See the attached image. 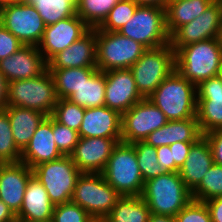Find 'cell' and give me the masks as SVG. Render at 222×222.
Returning <instances> with one entry per match:
<instances>
[{"instance_id":"obj_48","label":"cell","mask_w":222,"mask_h":222,"mask_svg":"<svg viewBox=\"0 0 222 222\" xmlns=\"http://www.w3.org/2000/svg\"><path fill=\"white\" fill-rule=\"evenodd\" d=\"M12 132L8 113L5 109H0V134Z\"/></svg>"},{"instance_id":"obj_38","label":"cell","mask_w":222,"mask_h":222,"mask_svg":"<svg viewBox=\"0 0 222 222\" xmlns=\"http://www.w3.org/2000/svg\"><path fill=\"white\" fill-rule=\"evenodd\" d=\"M52 129L54 135V141L57 148L63 155H70L79 141L78 131L72 130L67 126H64L57 122L52 117Z\"/></svg>"},{"instance_id":"obj_18","label":"cell","mask_w":222,"mask_h":222,"mask_svg":"<svg viewBox=\"0 0 222 222\" xmlns=\"http://www.w3.org/2000/svg\"><path fill=\"white\" fill-rule=\"evenodd\" d=\"M48 69V63L38 46L23 45L11 56L0 60V71L10 83L40 76Z\"/></svg>"},{"instance_id":"obj_29","label":"cell","mask_w":222,"mask_h":222,"mask_svg":"<svg viewBox=\"0 0 222 222\" xmlns=\"http://www.w3.org/2000/svg\"><path fill=\"white\" fill-rule=\"evenodd\" d=\"M48 70L53 77L58 99H68L98 69L80 67Z\"/></svg>"},{"instance_id":"obj_3","label":"cell","mask_w":222,"mask_h":222,"mask_svg":"<svg viewBox=\"0 0 222 222\" xmlns=\"http://www.w3.org/2000/svg\"><path fill=\"white\" fill-rule=\"evenodd\" d=\"M153 214L176 216L191 200L179 172H165L144 182L141 195Z\"/></svg>"},{"instance_id":"obj_28","label":"cell","mask_w":222,"mask_h":222,"mask_svg":"<svg viewBox=\"0 0 222 222\" xmlns=\"http://www.w3.org/2000/svg\"><path fill=\"white\" fill-rule=\"evenodd\" d=\"M151 212L141 196H122L104 222H148Z\"/></svg>"},{"instance_id":"obj_43","label":"cell","mask_w":222,"mask_h":222,"mask_svg":"<svg viewBox=\"0 0 222 222\" xmlns=\"http://www.w3.org/2000/svg\"><path fill=\"white\" fill-rule=\"evenodd\" d=\"M193 143L195 142L180 141L169 146L175 162V172H179V169L183 166Z\"/></svg>"},{"instance_id":"obj_52","label":"cell","mask_w":222,"mask_h":222,"mask_svg":"<svg viewBox=\"0 0 222 222\" xmlns=\"http://www.w3.org/2000/svg\"><path fill=\"white\" fill-rule=\"evenodd\" d=\"M217 77H218V78L221 80V82H222V63H221L220 68H219V70H218Z\"/></svg>"},{"instance_id":"obj_19","label":"cell","mask_w":222,"mask_h":222,"mask_svg":"<svg viewBox=\"0 0 222 222\" xmlns=\"http://www.w3.org/2000/svg\"><path fill=\"white\" fill-rule=\"evenodd\" d=\"M33 170L23 162L0 163V200L16 215L22 206L27 182Z\"/></svg>"},{"instance_id":"obj_4","label":"cell","mask_w":222,"mask_h":222,"mask_svg":"<svg viewBox=\"0 0 222 222\" xmlns=\"http://www.w3.org/2000/svg\"><path fill=\"white\" fill-rule=\"evenodd\" d=\"M121 196H141L144 180L132 144L119 142L101 173Z\"/></svg>"},{"instance_id":"obj_20","label":"cell","mask_w":222,"mask_h":222,"mask_svg":"<svg viewBox=\"0 0 222 222\" xmlns=\"http://www.w3.org/2000/svg\"><path fill=\"white\" fill-rule=\"evenodd\" d=\"M96 54V28H93L71 46L53 56L47 62L48 69L97 68Z\"/></svg>"},{"instance_id":"obj_8","label":"cell","mask_w":222,"mask_h":222,"mask_svg":"<svg viewBox=\"0 0 222 222\" xmlns=\"http://www.w3.org/2000/svg\"><path fill=\"white\" fill-rule=\"evenodd\" d=\"M129 69L138 92L143 98H148L175 71V51L170 43L147 49Z\"/></svg>"},{"instance_id":"obj_54","label":"cell","mask_w":222,"mask_h":222,"mask_svg":"<svg viewBox=\"0 0 222 222\" xmlns=\"http://www.w3.org/2000/svg\"><path fill=\"white\" fill-rule=\"evenodd\" d=\"M218 39H219V42H220V45H221V49H222V28L220 30Z\"/></svg>"},{"instance_id":"obj_46","label":"cell","mask_w":222,"mask_h":222,"mask_svg":"<svg viewBox=\"0 0 222 222\" xmlns=\"http://www.w3.org/2000/svg\"><path fill=\"white\" fill-rule=\"evenodd\" d=\"M0 222H17L14 212L2 200H0Z\"/></svg>"},{"instance_id":"obj_47","label":"cell","mask_w":222,"mask_h":222,"mask_svg":"<svg viewBox=\"0 0 222 222\" xmlns=\"http://www.w3.org/2000/svg\"><path fill=\"white\" fill-rule=\"evenodd\" d=\"M8 82L0 71V109H5L8 106L7 102Z\"/></svg>"},{"instance_id":"obj_22","label":"cell","mask_w":222,"mask_h":222,"mask_svg":"<svg viewBox=\"0 0 222 222\" xmlns=\"http://www.w3.org/2000/svg\"><path fill=\"white\" fill-rule=\"evenodd\" d=\"M54 141L52 116H46L38 125L29 144L21 152L20 161L31 169L35 166L62 157Z\"/></svg>"},{"instance_id":"obj_14","label":"cell","mask_w":222,"mask_h":222,"mask_svg":"<svg viewBox=\"0 0 222 222\" xmlns=\"http://www.w3.org/2000/svg\"><path fill=\"white\" fill-rule=\"evenodd\" d=\"M91 28L76 14L45 27L38 49L48 62L58 52L68 48Z\"/></svg>"},{"instance_id":"obj_26","label":"cell","mask_w":222,"mask_h":222,"mask_svg":"<svg viewBox=\"0 0 222 222\" xmlns=\"http://www.w3.org/2000/svg\"><path fill=\"white\" fill-rule=\"evenodd\" d=\"M5 110L8 113L15 144L22 152L46 115L37 110L14 106H7Z\"/></svg>"},{"instance_id":"obj_44","label":"cell","mask_w":222,"mask_h":222,"mask_svg":"<svg viewBox=\"0 0 222 222\" xmlns=\"http://www.w3.org/2000/svg\"><path fill=\"white\" fill-rule=\"evenodd\" d=\"M157 159L165 172H175V162L172 151L168 145L157 147Z\"/></svg>"},{"instance_id":"obj_51","label":"cell","mask_w":222,"mask_h":222,"mask_svg":"<svg viewBox=\"0 0 222 222\" xmlns=\"http://www.w3.org/2000/svg\"><path fill=\"white\" fill-rule=\"evenodd\" d=\"M12 2L13 0H0V9Z\"/></svg>"},{"instance_id":"obj_33","label":"cell","mask_w":222,"mask_h":222,"mask_svg":"<svg viewBox=\"0 0 222 222\" xmlns=\"http://www.w3.org/2000/svg\"><path fill=\"white\" fill-rule=\"evenodd\" d=\"M191 195L193 200L200 202L222 197V165L214 163Z\"/></svg>"},{"instance_id":"obj_32","label":"cell","mask_w":222,"mask_h":222,"mask_svg":"<svg viewBox=\"0 0 222 222\" xmlns=\"http://www.w3.org/2000/svg\"><path fill=\"white\" fill-rule=\"evenodd\" d=\"M119 0H76L77 15L91 28L99 27Z\"/></svg>"},{"instance_id":"obj_24","label":"cell","mask_w":222,"mask_h":222,"mask_svg":"<svg viewBox=\"0 0 222 222\" xmlns=\"http://www.w3.org/2000/svg\"><path fill=\"white\" fill-rule=\"evenodd\" d=\"M213 164L211 148L207 139L202 136L191 145L187 159L179 169V175L192 192Z\"/></svg>"},{"instance_id":"obj_42","label":"cell","mask_w":222,"mask_h":222,"mask_svg":"<svg viewBox=\"0 0 222 222\" xmlns=\"http://www.w3.org/2000/svg\"><path fill=\"white\" fill-rule=\"evenodd\" d=\"M211 148L215 164L222 165V129H217L203 135Z\"/></svg>"},{"instance_id":"obj_25","label":"cell","mask_w":222,"mask_h":222,"mask_svg":"<svg viewBox=\"0 0 222 222\" xmlns=\"http://www.w3.org/2000/svg\"><path fill=\"white\" fill-rule=\"evenodd\" d=\"M202 136L197 118H188L168 121L164 126L150 133L144 142L157 148L180 141L196 142Z\"/></svg>"},{"instance_id":"obj_13","label":"cell","mask_w":222,"mask_h":222,"mask_svg":"<svg viewBox=\"0 0 222 222\" xmlns=\"http://www.w3.org/2000/svg\"><path fill=\"white\" fill-rule=\"evenodd\" d=\"M222 28V0H214L196 19L179 27L170 36L174 51L188 44L218 38Z\"/></svg>"},{"instance_id":"obj_45","label":"cell","mask_w":222,"mask_h":222,"mask_svg":"<svg viewBox=\"0 0 222 222\" xmlns=\"http://www.w3.org/2000/svg\"><path fill=\"white\" fill-rule=\"evenodd\" d=\"M209 209L212 222H222V197H216L205 202Z\"/></svg>"},{"instance_id":"obj_9","label":"cell","mask_w":222,"mask_h":222,"mask_svg":"<svg viewBox=\"0 0 222 222\" xmlns=\"http://www.w3.org/2000/svg\"><path fill=\"white\" fill-rule=\"evenodd\" d=\"M147 49L162 47L170 43L166 28V8L155 5H139L132 16L119 31Z\"/></svg>"},{"instance_id":"obj_10","label":"cell","mask_w":222,"mask_h":222,"mask_svg":"<svg viewBox=\"0 0 222 222\" xmlns=\"http://www.w3.org/2000/svg\"><path fill=\"white\" fill-rule=\"evenodd\" d=\"M32 170L54 205L71 202L76 180L81 172L69 155L41 163Z\"/></svg>"},{"instance_id":"obj_23","label":"cell","mask_w":222,"mask_h":222,"mask_svg":"<svg viewBox=\"0 0 222 222\" xmlns=\"http://www.w3.org/2000/svg\"><path fill=\"white\" fill-rule=\"evenodd\" d=\"M54 204L43 184L33 175L27 182L23 203L16 214L17 222L52 220Z\"/></svg>"},{"instance_id":"obj_53","label":"cell","mask_w":222,"mask_h":222,"mask_svg":"<svg viewBox=\"0 0 222 222\" xmlns=\"http://www.w3.org/2000/svg\"><path fill=\"white\" fill-rule=\"evenodd\" d=\"M14 3H30L31 0H13Z\"/></svg>"},{"instance_id":"obj_16","label":"cell","mask_w":222,"mask_h":222,"mask_svg":"<svg viewBox=\"0 0 222 222\" xmlns=\"http://www.w3.org/2000/svg\"><path fill=\"white\" fill-rule=\"evenodd\" d=\"M105 106L121 115L143 99L136 88L130 69H114L105 72Z\"/></svg>"},{"instance_id":"obj_35","label":"cell","mask_w":222,"mask_h":222,"mask_svg":"<svg viewBox=\"0 0 222 222\" xmlns=\"http://www.w3.org/2000/svg\"><path fill=\"white\" fill-rule=\"evenodd\" d=\"M138 6L134 0H119L98 28L102 31L118 32L132 18Z\"/></svg>"},{"instance_id":"obj_2","label":"cell","mask_w":222,"mask_h":222,"mask_svg":"<svg viewBox=\"0 0 222 222\" xmlns=\"http://www.w3.org/2000/svg\"><path fill=\"white\" fill-rule=\"evenodd\" d=\"M147 99L165 114L168 121L197 118V86L177 71L165 78Z\"/></svg>"},{"instance_id":"obj_1","label":"cell","mask_w":222,"mask_h":222,"mask_svg":"<svg viewBox=\"0 0 222 222\" xmlns=\"http://www.w3.org/2000/svg\"><path fill=\"white\" fill-rule=\"evenodd\" d=\"M221 63L222 49L218 38L191 43L175 51V71L195 86L217 76Z\"/></svg>"},{"instance_id":"obj_11","label":"cell","mask_w":222,"mask_h":222,"mask_svg":"<svg viewBox=\"0 0 222 222\" xmlns=\"http://www.w3.org/2000/svg\"><path fill=\"white\" fill-rule=\"evenodd\" d=\"M0 23L23 45L38 46L45 23L31 3H9L0 9Z\"/></svg>"},{"instance_id":"obj_21","label":"cell","mask_w":222,"mask_h":222,"mask_svg":"<svg viewBox=\"0 0 222 222\" xmlns=\"http://www.w3.org/2000/svg\"><path fill=\"white\" fill-rule=\"evenodd\" d=\"M122 115L107 106L85 108L84 117L79 128L83 138L103 137L121 142Z\"/></svg>"},{"instance_id":"obj_34","label":"cell","mask_w":222,"mask_h":222,"mask_svg":"<svg viewBox=\"0 0 222 222\" xmlns=\"http://www.w3.org/2000/svg\"><path fill=\"white\" fill-rule=\"evenodd\" d=\"M132 145L136 151L138 166L144 182L165 173L158 163L157 148L144 141H138Z\"/></svg>"},{"instance_id":"obj_40","label":"cell","mask_w":222,"mask_h":222,"mask_svg":"<svg viewBox=\"0 0 222 222\" xmlns=\"http://www.w3.org/2000/svg\"><path fill=\"white\" fill-rule=\"evenodd\" d=\"M21 151L17 148L12 132L0 134V163L20 162Z\"/></svg>"},{"instance_id":"obj_41","label":"cell","mask_w":222,"mask_h":222,"mask_svg":"<svg viewBox=\"0 0 222 222\" xmlns=\"http://www.w3.org/2000/svg\"><path fill=\"white\" fill-rule=\"evenodd\" d=\"M23 44L0 23V60L11 56Z\"/></svg>"},{"instance_id":"obj_5","label":"cell","mask_w":222,"mask_h":222,"mask_svg":"<svg viewBox=\"0 0 222 222\" xmlns=\"http://www.w3.org/2000/svg\"><path fill=\"white\" fill-rule=\"evenodd\" d=\"M57 101L54 80L48 69L38 77L8 83V106L33 109L50 116Z\"/></svg>"},{"instance_id":"obj_15","label":"cell","mask_w":222,"mask_h":222,"mask_svg":"<svg viewBox=\"0 0 222 222\" xmlns=\"http://www.w3.org/2000/svg\"><path fill=\"white\" fill-rule=\"evenodd\" d=\"M197 120L202 135L222 129V82L217 76L197 86Z\"/></svg>"},{"instance_id":"obj_39","label":"cell","mask_w":222,"mask_h":222,"mask_svg":"<svg viewBox=\"0 0 222 222\" xmlns=\"http://www.w3.org/2000/svg\"><path fill=\"white\" fill-rule=\"evenodd\" d=\"M177 222H212L205 202L191 200L176 216Z\"/></svg>"},{"instance_id":"obj_27","label":"cell","mask_w":222,"mask_h":222,"mask_svg":"<svg viewBox=\"0 0 222 222\" xmlns=\"http://www.w3.org/2000/svg\"><path fill=\"white\" fill-rule=\"evenodd\" d=\"M214 0H173L166 6V28L171 36L179 27L199 17Z\"/></svg>"},{"instance_id":"obj_31","label":"cell","mask_w":222,"mask_h":222,"mask_svg":"<svg viewBox=\"0 0 222 222\" xmlns=\"http://www.w3.org/2000/svg\"><path fill=\"white\" fill-rule=\"evenodd\" d=\"M30 3L46 26L77 14L76 0H31Z\"/></svg>"},{"instance_id":"obj_30","label":"cell","mask_w":222,"mask_h":222,"mask_svg":"<svg viewBox=\"0 0 222 222\" xmlns=\"http://www.w3.org/2000/svg\"><path fill=\"white\" fill-rule=\"evenodd\" d=\"M105 72L97 70L68 98L83 108H95L105 105Z\"/></svg>"},{"instance_id":"obj_36","label":"cell","mask_w":222,"mask_h":222,"mask_svg":"<svg viewBox=\"0 0 222 222\" xmlns=\"http://www.w3.org/2000/svg\"><path fill=\"white\" fill-rule=\"evenodd\" d=\"M84 112L85 108L71 102L69 99H58L51 116L60 124L79 131Z\"/></svg>"},{"instance_id":"obj_6","label":"cell","mask_w":222,"mask_h":222,"mask_svg":"<svg viewBox=\"0 0 222 222\" xmlns=\"http://www.w3.org/2000/svg\"><path fill=\"white\" fill-rule=\"evenodd\" d=\"M121 197L101 173H81L71 202L86 210L96 221H103Z\"/></svg>"},{"instance_id":"obj_55","label":"cell","mask_w":222,"mask_h":222,"mask_svg":"<svg viewBox=\"0 0 222 222\" xmlns=\"http://www.w3.org/2000/svg\"><path fill=\"white\" fill-rule=\"evenodd\" d=\"M40 222H53L52 220H49V221H40Z\"/></svg>"},{"instance_id":"obj_12","label":"cell","mask_w":222,"mask_h":222,"mask_svg":"<svg viewBox=\"0 0 222 222\" xmlns=\"http://www.w3.org/2000/svg\"><path fill=\"white\" fill-rule=\"evenodd\" d=\"M167 122L165 114L149 99L143 98L122 114L121 142L133 144L144 141Z\"/></svg>"},{"instance_id":"obj_50","label":"cell","mask_w":222,"mask_h":222,"mask_svg":"<svg viewBox=\"0 0 222 222\" xmlns=\"http://www.w3.org/2000/svg\"><path fill=\"white\" fill-rule=\"evenodd\" d=\"M138 5H155L166 8L170 0H134Z\"/></svg>"},{"instance_id":"obj_7","label":"cell","mask_w":222,"mask_h":222,"mask_svg":"<svg viewBox=\"0 0 222 222\" xmlns=\"http://www.w3.org/2000/svg\"><path fill=\"white\" fill-rule=\"evenodd\" d=\"M96 65L101 72L129 69L147 50L141 43L118 32L96 28Z\"/></svg>"},{"instance_id":"obj_49","label":"cell","mask_w":222,"mask_h":222,"mask_svg":"<svg viewBox=\"0 0 222 222\" xmlns=\"http://www.w3.org/2000/svg\"><path fill=\"white\" fill-rule=\"evenodd\" d=\"M148 222H177L175 216L159 215L151 213Z\"/></svg>"},{"instance_id":"obj_17","label":"cell","mask_w":222,"mask_h":222,"mask_svg":"<svg viewBox=\"0 0 222 222\" xmlns=\"http://www.w3.org/2000/svg\"><path fill=\"white\" fill-rule=\"evenodd\" d=\"M117 144L112 138L80 137L69 156L81 173H102Z\"/></svg>"},{"instance_id":"obj_37","label":"cell","mask_w":222,"mask_h":222,"mask_svg":"<svg viewBox=\"0 0 222 222\" xmlns=\"http://www.w3.org/2000/svg\"><path fill=\"white\" fill-rule=\"evenodd\" d=\"M53 222H95L96 220L79 205L73 202L54 205Z\"/></svg>"}]
</instances>
